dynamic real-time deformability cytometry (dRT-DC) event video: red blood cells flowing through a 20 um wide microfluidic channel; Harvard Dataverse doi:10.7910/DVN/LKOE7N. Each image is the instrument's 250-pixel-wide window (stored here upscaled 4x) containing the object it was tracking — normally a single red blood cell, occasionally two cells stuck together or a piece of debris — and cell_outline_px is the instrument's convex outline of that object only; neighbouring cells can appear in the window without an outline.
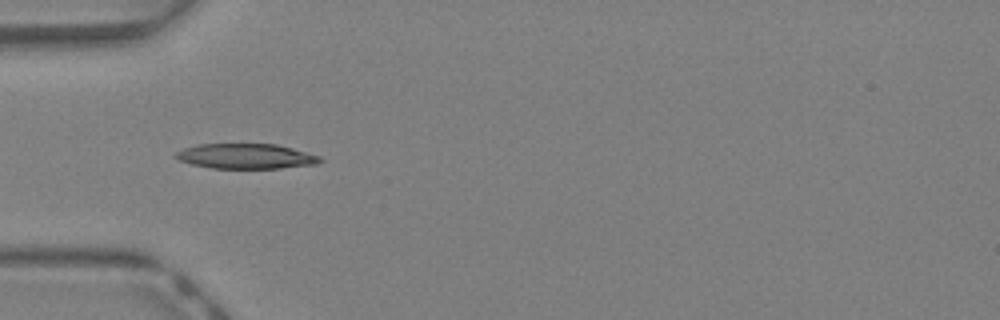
{"species": "Egyptian fruit bat (a non-hibernating species)", "species_latin": "Rousettus aegyptiacus", "temperature_condition": "warm", "stored_images_in_passage": 4, "camera_frame_rate_fps": 3000, "um_per_image_px": 0.085, "animal": {"sex": "female"}, "frame": {"image": 1, "passage_image": 2, "time_ms": 0.333, "image_size_px": [1000, 320], "cell_outline_px": [[324, 160], [316, 164], [280, 168], [212, 168], [192, 164], [180, 160], [172, 156], [176, 152], [184, 148], [196, 144], [276, 144], [292, 148], [320, 156]], "centroid_in_image_um": [20.89, 13.27], "position_along_channel_um": 64.1, "area_um2": 21.04}}